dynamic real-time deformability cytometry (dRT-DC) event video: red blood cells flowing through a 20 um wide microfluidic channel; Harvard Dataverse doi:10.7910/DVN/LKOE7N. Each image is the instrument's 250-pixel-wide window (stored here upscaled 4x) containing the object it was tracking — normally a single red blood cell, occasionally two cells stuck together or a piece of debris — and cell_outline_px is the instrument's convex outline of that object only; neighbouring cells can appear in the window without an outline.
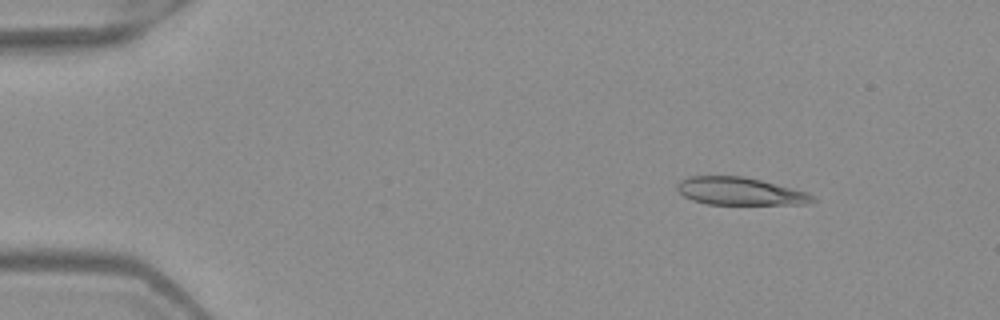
{"species": "Egyptian fruit bat (a non-hibernating species)", "species_latin": "Rousettus aegyptiacus", "temperature_condition": "warm", "stored_images_in_passage": 6, "camera_frame_rate_fps": 3000, "um_per_image_px": 0.085, "frame": {"image": 1, "passage_image": 2, "time_ms": 0.333, "image_size_px": [1000, 320], "cell_outline_px": [[816, 200], [808, 204], [708, 204], [692, 200], [684, 196], [676, 188], [676, 184], [680, 180], [688, 176], [744, 176], [808, 192], [816, 196]], "centroid_in_image_um": [62.9, 16.25], "position_along_channel_um": 22.1, "area_um2": 21.91}}
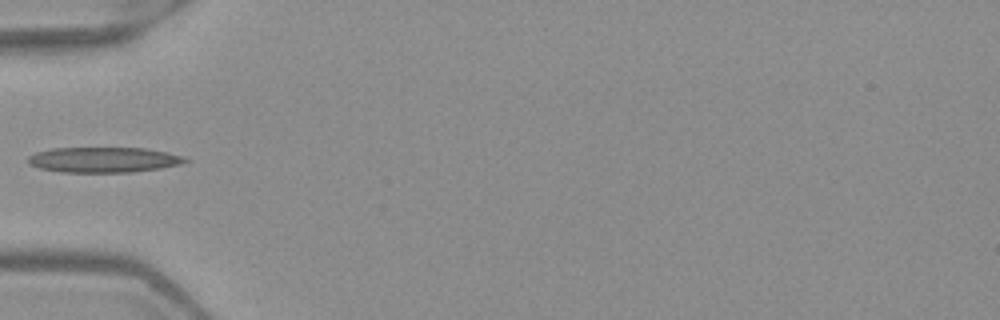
{"frame": {"image": 2, "passage_image": 5, "time_ms": 1.333, "image_size_px": [1000, 320], "cell_outline_px": [[188, 160], [180, 164], [160, 168], [132, 172], [60, 172], [40, 168], [28, 164], [28, 156], [36, 152], [52, 148], [144, 148], [168, 152], [184, 156]], "centroid_in_image_um": [8.79, 13.58], "position_along_channel_um": 76.2, "area_um2": 23.18}}
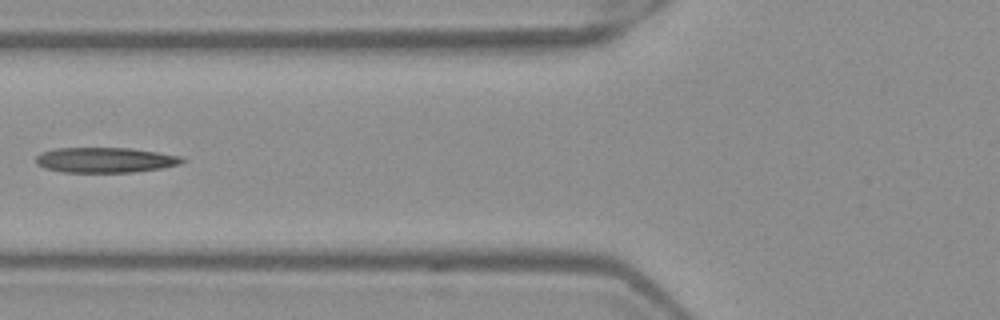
{"frame": {"image": 3, "passage_image": 6, "time_ms": 1.667, "image_size_px": [1000, 320], "cell_outline_px": [[188, 160], [180, 164], [164, 168], [132, 172], [60, 172], [44, 168], [36, 164], [36, 156], [40, 152], [56, 148], [132, 148], [180, 156]], "centroid_in_image_um": [8.94, 13.6], "position_along_channel_um": 116.9, "area_um2": 21.68}}